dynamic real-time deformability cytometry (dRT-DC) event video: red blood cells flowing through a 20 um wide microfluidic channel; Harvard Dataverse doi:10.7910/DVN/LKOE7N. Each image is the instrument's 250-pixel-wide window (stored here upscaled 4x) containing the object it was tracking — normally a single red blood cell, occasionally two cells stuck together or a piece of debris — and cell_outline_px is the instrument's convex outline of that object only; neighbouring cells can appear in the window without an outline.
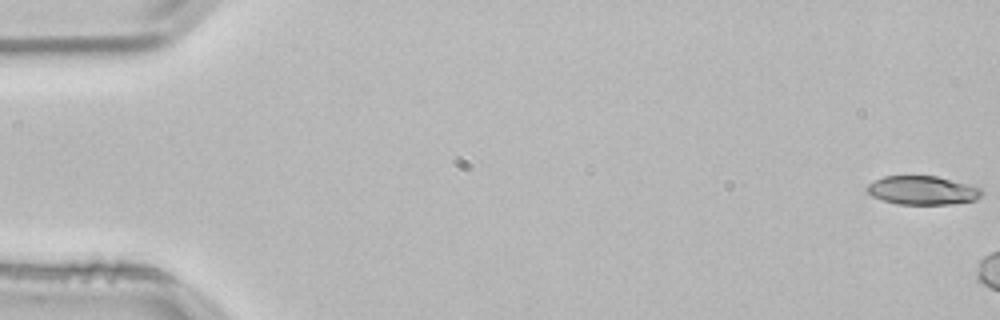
{"species": "common noctule bat (a hibernating species)", "species_latin": "Nyctalus noctula", "temperature_condition": "room temperature", "stored_images_in_passage": 15, "camera_frame_rate_fps": 3000, "um_per_image_px": 0.085, "animal": {"sex": "male", "body_mass_g": 21.5, "forearm_length_mm": 52.0}, "frame": {"image": 1, "passage_image": 1, "time_ms": 0.0, "image_size_px": [1000, 320], "cell_outline_px": [[984, 192], [976, 200], [948, 204], [896, 204], [872, 196], [864, 188], [868, 184], [884, 176], [936, 176], [980, 188]], "centroid_in_image_um": [78.38, 16.18], "position_along_channel_um": 6.6, "area_um2": 18.96}}